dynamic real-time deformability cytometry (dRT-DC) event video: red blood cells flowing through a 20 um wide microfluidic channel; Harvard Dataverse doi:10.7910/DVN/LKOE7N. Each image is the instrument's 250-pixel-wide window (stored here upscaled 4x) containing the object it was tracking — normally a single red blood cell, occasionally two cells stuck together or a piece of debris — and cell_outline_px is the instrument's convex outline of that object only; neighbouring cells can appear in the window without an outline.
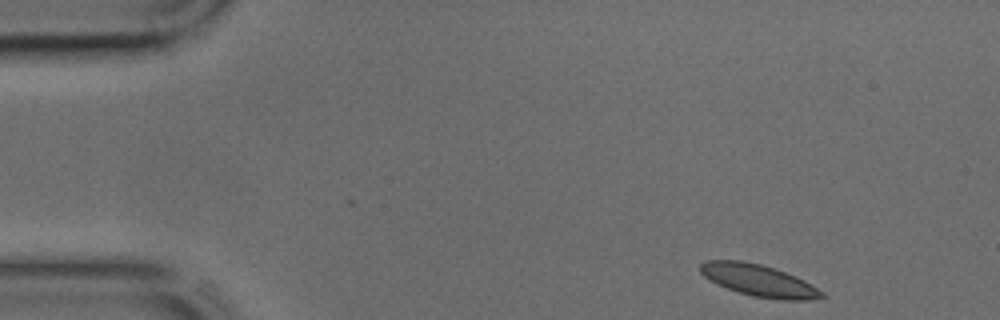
{"species": "common noctule bat (a hibernating species)", "species_latin": "Nyctalus noctula", "temperature_condition": "cold", "stored_images_in_passage": 40, "camera_frame_rate_fps": 3000, "um_per_image_px": 0.085, "animal": {"sex": "male", "body_mass_g": 17.9, "forearm_length_mm": 54.2}, "frame": {"image": 1, "passage_image": 1, "time_ms": 0.0, "image_size_px": [1000, 320], "cell_outline_px": [[828, 296], [808, 300], [784, 300], [752, 296], [728, 288], [704, 276], [700, 272], [700, 264], [708, 260], [740, 260], [760, 264], [784, 272], [804, 280], [824, 292]], "centroid_in_image_um": [64.53, 23.84], "position_along_channel_um": 20.5, "area_um2": 22.14}}
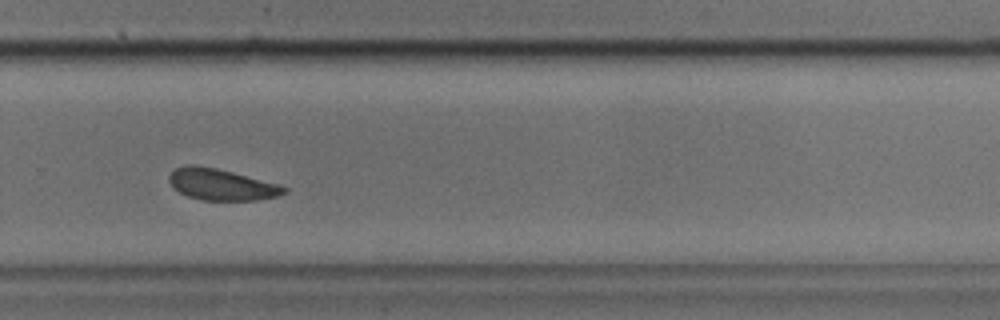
{"frame": {"image": 2, "passage_image": 26, "time_ms": 8.333, "image_size_px": [1000, 320], "cell_outline_px": [[288, 192], [276, 196], [256, 200], [200, 200], [188, 196], [172, 188], [168, 180], [168, 176], [176, 168], [184, 164], [192, 164], [216, 168], [280, 184], [288, 188]], "centroid_in_image_um": [18.8, 15.68], "position_along_channel_um": 311.0, "area_um2": 21.1}}
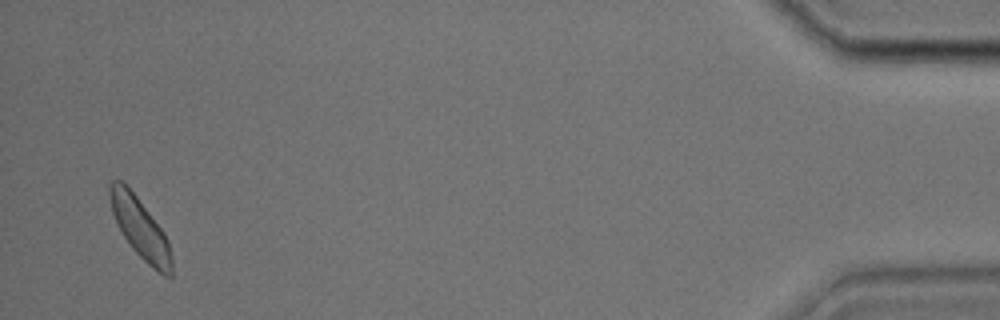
{"frame": {"image": 3, "passage_image": 39, "time_ms": 12.667, "image_size_px": [1000, 320], "cell_outline_px": [[172, 276], [164, 276], [148, 264], [132, 248], [116, 224], [112, 212], [108, 196], [108, 184], [112, 180], [120, 180], [136, 196], [164, 232], [168, 240], [172, 260]], "centroid_in_image_um": [11.9, 19.39], "position_along_channel_um": 423.3, "area_um2": 21.5}}